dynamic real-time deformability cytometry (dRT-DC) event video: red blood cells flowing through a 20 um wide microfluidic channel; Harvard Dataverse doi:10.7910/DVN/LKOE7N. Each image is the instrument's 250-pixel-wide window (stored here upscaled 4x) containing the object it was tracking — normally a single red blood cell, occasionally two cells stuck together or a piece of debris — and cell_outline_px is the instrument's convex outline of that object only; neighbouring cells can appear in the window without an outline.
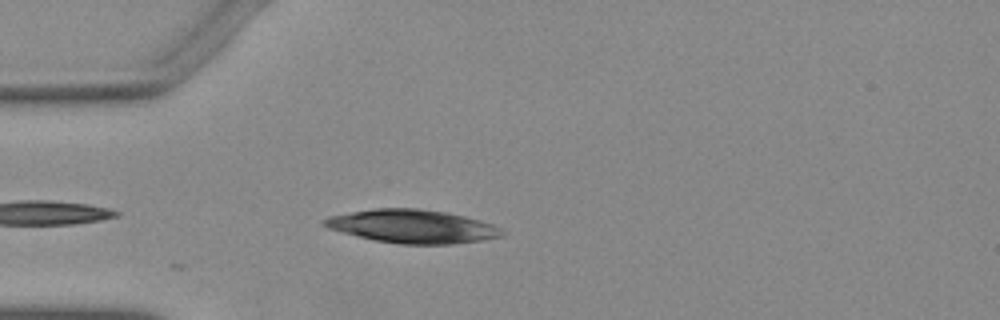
{"species": "Egyptian fruit bat (a non-hibernating species)", "species_latin": "Rousettus aegyptiacus", "temperature_condition": "warm", "stored_images_in_passage": 7, "camera_frame_rate_fps": 3000, "um_per_image_px": 0.085, "animal": {"sex": "female"}, "frame": {"image": 1, "passage_image": 4, "time_ms": 1.0, "image_size_px": [1000, 320], "cell_outline_px": [[504, 232], [500, 236], [484, 240], [452, 244], [400, 244], [376, 240], [340, 232], [328, 228], [320, 224], [320, 220], [328, 216], [376, 208], [420, 208], [444, 212], [464, 216], [480, 220], [492, 224], [500, 228]], "centroid_in_image_um": [35.02, 19.24], "position_along_channel_um": 50.0, "area_um2": 34.51}}